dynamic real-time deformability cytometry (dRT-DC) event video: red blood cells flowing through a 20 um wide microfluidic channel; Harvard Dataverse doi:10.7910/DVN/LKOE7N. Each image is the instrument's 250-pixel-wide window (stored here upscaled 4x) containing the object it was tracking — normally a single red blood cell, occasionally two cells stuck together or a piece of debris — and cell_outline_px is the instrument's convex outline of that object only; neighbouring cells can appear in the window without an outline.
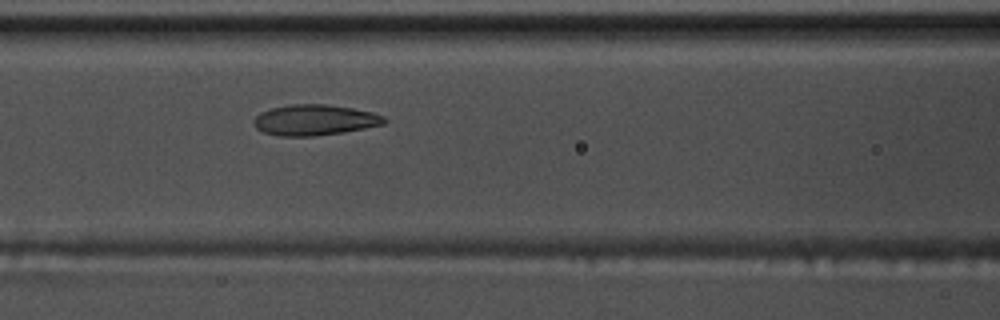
{"species": "common noctule bat (a hibernating species)", "species_latin": "Nyctalus noctula", "temperature_condition": "warm", "stored_images_in_passage": 41, "camera_frame_rate_fps": 3000, "um_per_image_px": 0.085, "animal": {"sex": "male", "body_mass_g": 17.5, "forearm_length_mm": 52.3}, "frame": {"image": 1, "passage_image": 10, "time_ms": 3.0, "image_size_px": [1000, 320], "cell_outline_px": [[388, 120], [384, 124], [344, 132], [312, 136], [280, 136], [264, 132], [256, 128], [252, 120], [260, 112], [272, 108], [292, 104], [328, 104], [352, 108], [372, 112], [384, 116]], "centroid_in_image_um": [26.75, 10.19], "position_along_channel_um": 139.9, "area_um2": 23.35}}
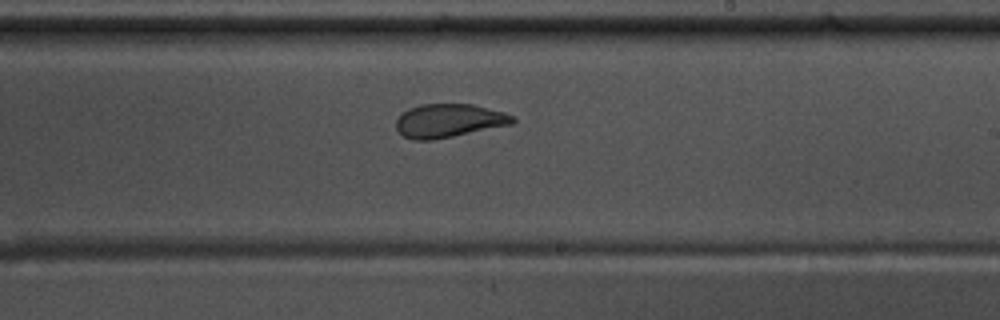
{"frame": {"image": 2, "passage_image": 19, "time_ms": 6.0, "image_size_px": [1000, 320], "cell_outline_px": [[516, 120], [512, 124], [432, 140], [412, 140], [404, 136], [396, 128], [396, 120], [408, 108], [420, 104], [472, 104], [504, 112], [512, 116]], "centroid_in_image_um": [38.13, 10.25], "position_along_channel_um": 250.9, "area_um2": 22.54}}
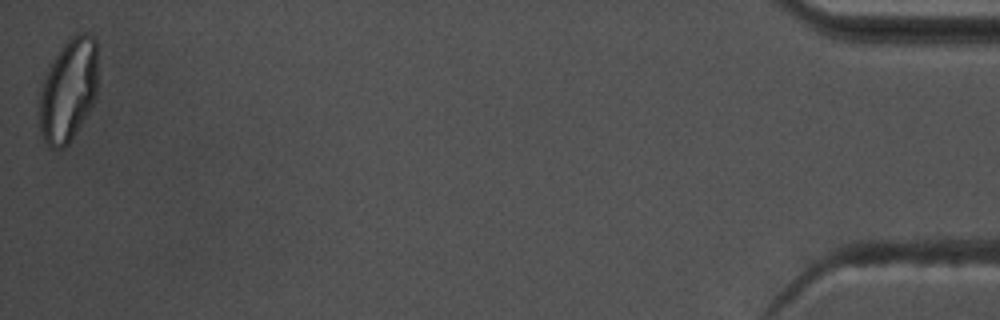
{"frame": {"image": 3, "passage_image": 41, "time_ms": 13.333, "image_size_px": [1000, 320], "cell_outline_px": [[96, 96], [84, 120], [68, 144], [64, 148], [52, 148], [44, 140], [40, 132], [36, 112], [40, 84], [56, 52], [64, 40], [80, 32], [88, 32], [96, 40]], "centroid_in_image_um": [5.75, 7.65], "position_along_channel_um": 429.5, "area_um2": 36.01}, "authors_computed_cell_mechanics": {"area_um2": 24.1026, "velocity_mm_per_s": 3.7154, "shape_relaxation_time_tau1_ms": 7.9895, "shape_relaxation_time_tau2_ms": 1.3674, "deformation_change_tau1": 0.2273, "deformation_change_tau2": 0.0668}}